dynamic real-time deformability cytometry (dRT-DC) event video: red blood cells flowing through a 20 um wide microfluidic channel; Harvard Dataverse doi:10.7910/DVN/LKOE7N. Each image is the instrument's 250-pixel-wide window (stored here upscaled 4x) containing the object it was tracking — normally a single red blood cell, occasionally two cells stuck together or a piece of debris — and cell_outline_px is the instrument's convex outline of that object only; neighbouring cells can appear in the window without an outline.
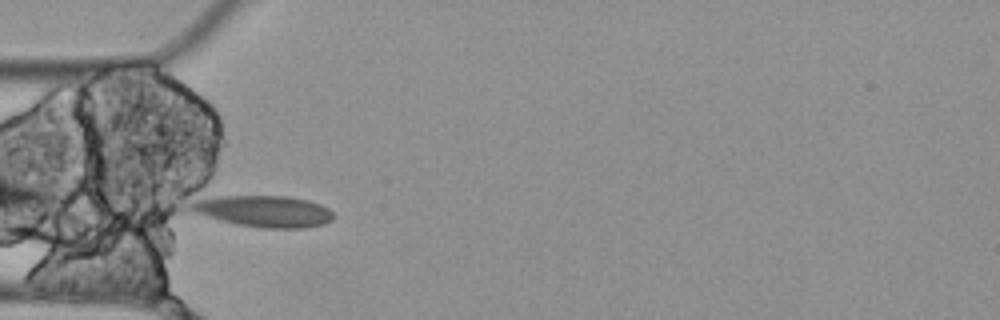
{"species": "Egyptian fruit bat (a non-hibernating species)", "species_latin": "Rousettus aegyptiacus", "temperature_condition": "cold", "stored_images_in_passage": 8, "camera_frame_rate_fps": 3000, "um_per_image_px": 0.085, "animal": {"sex": "female"}, "frame": {"image": 1, "passage_image": 4, "time_ms": 1.0, "image_size_px": [1000, 320], "cell_outline_px": [[332, 220], [324, 224], [304, 228], [264, 228], [236, 224], [220, 220], [196, 212], [188, 208], [188, 204], [196, 200], [220, 196], [288, 196], [308, 200], [320, 204], [328, 208], [332, 212]], "centroid_in_image_um": [22.45, 17.95], "position_along_channel_um": 62.5, "area_um2": 25.95}}
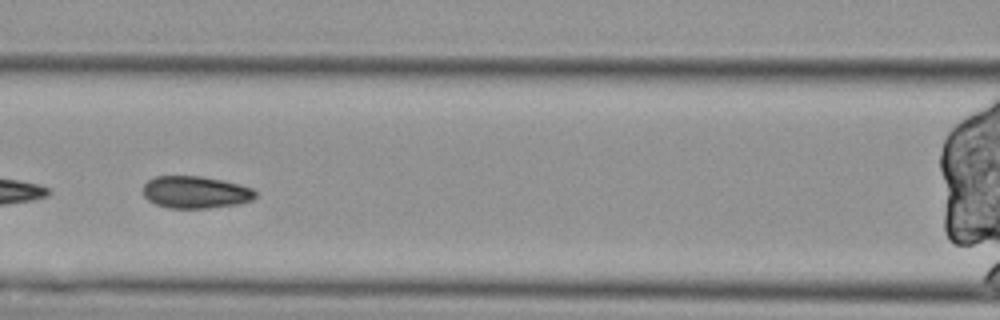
{"frame": {"image": 2, "passage_image": 6, "time_ms": 1.667, "image_size_px": [1000, 320], "cell_outline_px": [[256, 196], [252, 200], [240, 204], [208, 208], [168, 208], [156, 204], [148, 200], [144, 196], [144, 184], [148, 180], [156, 176], [200, 176], [224, 180], [240, 184], [252, 188], [256, 192]], "centroid_in_image_um": [16.64, 16.34], "position_along_channel_um": 150.0, "area_um2": 21.21}}
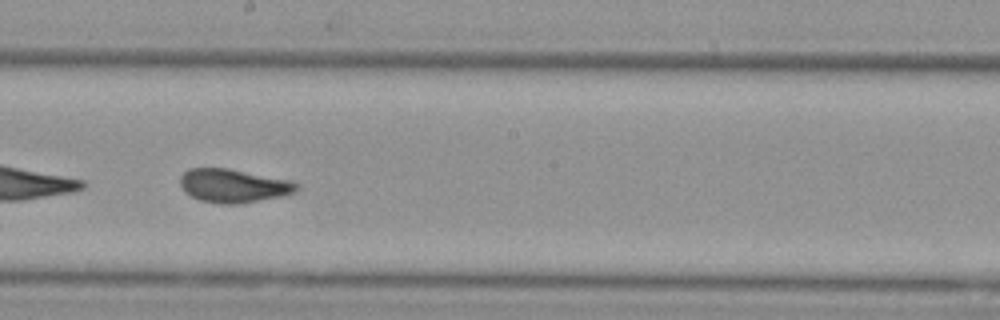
{"frame": {"image": 3, "passage_image": 8, "time_ms": 2.333, "image_size_px": [1000, 320], "cell_outline_px": [[300, 188], [296, 192], [280, 196], [240, 204], [220, 204], [200, 200], [184, 192], [180, 184], [180, 176], [188, 168], [228, 168], [292, 180], [300, 184]], "centroid_in_image_um": [19.86, 15.78], "position_along_channel_um": 228.3, "area_um2": 23.0}}